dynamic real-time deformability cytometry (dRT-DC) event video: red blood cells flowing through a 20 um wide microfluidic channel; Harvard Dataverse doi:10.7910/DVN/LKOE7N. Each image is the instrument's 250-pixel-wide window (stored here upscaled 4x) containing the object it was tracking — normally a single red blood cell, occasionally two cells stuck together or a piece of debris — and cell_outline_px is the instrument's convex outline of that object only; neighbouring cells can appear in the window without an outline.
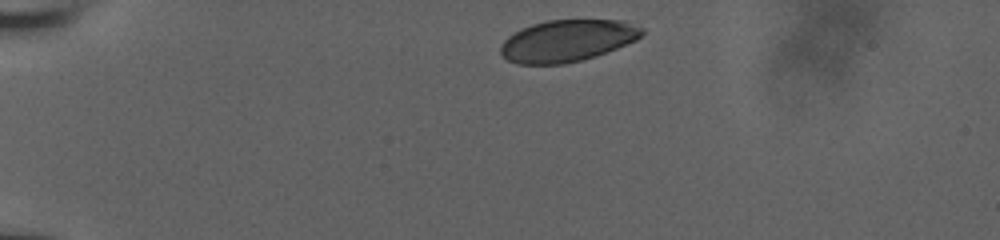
{"species": "human", "species_latin": "Homo sapiens", "temperature_condition": "room temperature", "stored_images_in_passage": 21, "camera_frame_rate_fps": 3000, "um_per_image_px": 0.085, "donor": {"sex": "male"}, "frame": {"image": 1, "passage_image": 1, "time_ms": 0.0, "image_size_px": [1000, 240], "cell_outline_px": [[644, 32], [636, 40], [596, 56], [564, 64], [516, 64], [508, 60], [500, 52], [500, 48], [504, 40], [508, 36], [520, 28], [532, 24], [548, 20], [624, 20], [644, 28]], "centroid_in_image_um": [48.21, 3.45], "position_along_channel_um": 36.8, "area_um2": 34.45}}
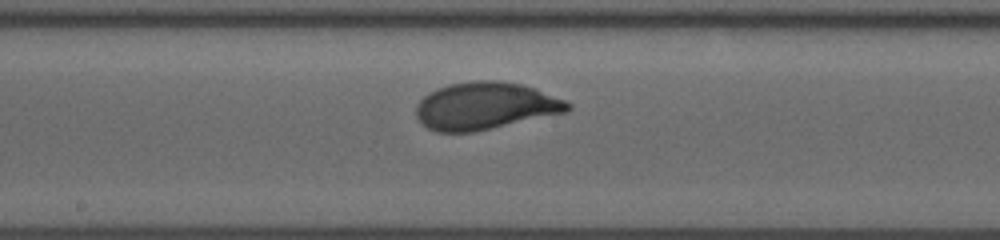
{"frame": {"image": 2, "passage_image": 12, "time_ms": 6.333, "image_size_px": [1000, 240], "cell_outline_px": [[572, 108], [568, 112], [476, 132], [436, 132], [428, 128], [416, 116], [416, 104], [428, 92], [436, 88], [448, 84], [472, 80], [496, 80], [520, 84], [532, 88], [564, 100], [572, 104]], "centroid_in_image_um": [41.23, 9.01], "position_along_channel_um": 207.0, "area_um2": 41.96}}
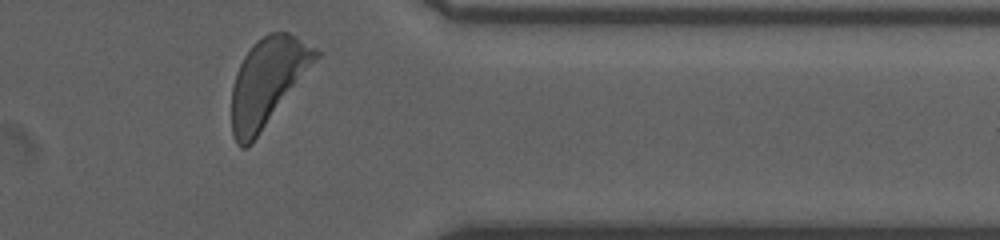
{"frame": {"image": 3, "passage_image": 21, "time_ms": 11.333, "image_size_px": [1000, 240], "cell_outline_px": [[320, 56], [252, 144], [248, 148], [240, 148], [236, 144], [232, 136], [232, 88], [236, 72], [244, 56], [252, 44], [256, 40], [268, 32], [288, 32], [296, 36], [316, 48], [320, 52]], "centroid_in_image_um": [22.73, 6.96], "position_along_channel_um": 388.7, "area_um2": 42.83}, "authors_computed_cell_mechanics": {"area_um2": 40.6912, "velocity_mm_per_s": 3.798, "shape_relaxation_time_tau1_ms": 1.7075, "shape_relaxation_time_tau2_ms": null, "deformation_change_tau1": 0.1209, "deformation_change_tau2": null}}